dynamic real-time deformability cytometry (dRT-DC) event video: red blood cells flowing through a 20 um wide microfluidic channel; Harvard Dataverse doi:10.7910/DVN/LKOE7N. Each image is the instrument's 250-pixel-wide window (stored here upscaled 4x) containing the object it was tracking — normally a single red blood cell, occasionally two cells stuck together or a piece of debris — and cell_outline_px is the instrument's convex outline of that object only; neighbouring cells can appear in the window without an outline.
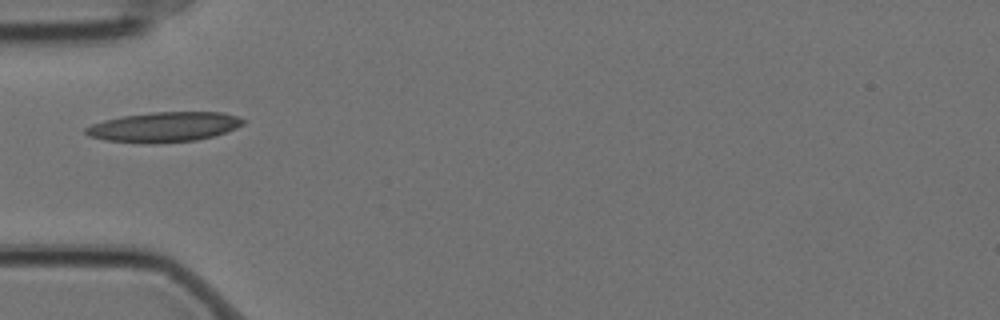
{"species": "Egyptian fruit bat (a non-hibernating species)", "species_latin": "Rousettus aegyptiacus", "temperature_condition": "cold", "stored_images_in_passage": 1, "camera_frame_rate_fps": 3000, "um_per_image_px": 0.085, "animal": {"sex": "female"}, "frame": {"image": 1, "passage_image": 1, "time_ms": 0.0, "image_size_px": [1000, 320], "cell_outline_px": [[248, 120], [244, 124], [236, 128], [212, 136], [196, 140], [156, 144], [152, 144], [104, 140], [88, 136], [84, 132], [84, 128], [92, 124], [104, 120], [124, 116], [152, 112], [224, 112], [240, 116]], "centroid_in_image_um": [13.97, 10.79], "position_along_channel_um": 71.0, "area_um2": 27.69}}